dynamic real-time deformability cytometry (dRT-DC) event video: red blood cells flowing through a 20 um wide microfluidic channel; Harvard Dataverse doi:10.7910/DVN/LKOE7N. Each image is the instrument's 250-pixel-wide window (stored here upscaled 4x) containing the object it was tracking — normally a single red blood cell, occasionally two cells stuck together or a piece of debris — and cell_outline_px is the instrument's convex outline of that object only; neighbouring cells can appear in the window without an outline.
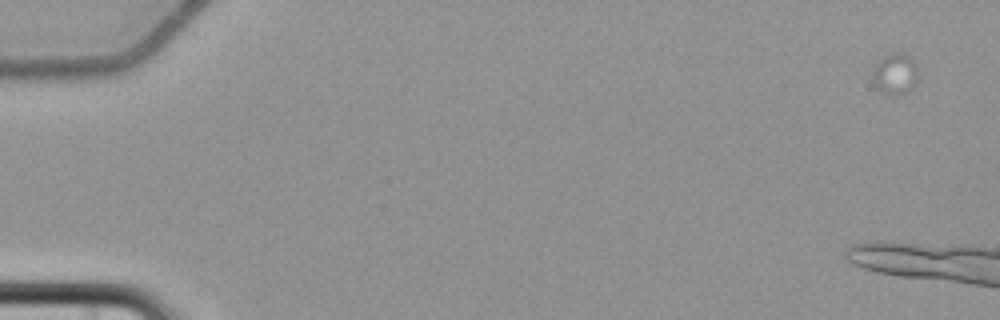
{"species": "common noctule bat (a hibernating species)", "species_latin": "Nyctalus noctula", "temperature_condition": "cold", "stored_images_in_passage": 6, "camera_frame_rate_fps": 3000, "um_per_image_px": 0.085, "animal": {"sex": "female", "body_mass_g": 22.7, "forearm_length_mm": 54.2}, "frame": {"image": 1, "passage_image": 1, "time_ms": 0.0, "image_size_px": [1000, 320], "cell_outline_px": [[920, 76], [912, 88], [900, 96], [892, 96], [880, 92], [876, 84], [872, 72], [876, 64], [888, 52], [900, 52], [912, 56], [920, 68]], "centroid_in_image_um": [76.17, 6.26], "position_along_channel_um": 8.8, "area_um2": 11.44}}